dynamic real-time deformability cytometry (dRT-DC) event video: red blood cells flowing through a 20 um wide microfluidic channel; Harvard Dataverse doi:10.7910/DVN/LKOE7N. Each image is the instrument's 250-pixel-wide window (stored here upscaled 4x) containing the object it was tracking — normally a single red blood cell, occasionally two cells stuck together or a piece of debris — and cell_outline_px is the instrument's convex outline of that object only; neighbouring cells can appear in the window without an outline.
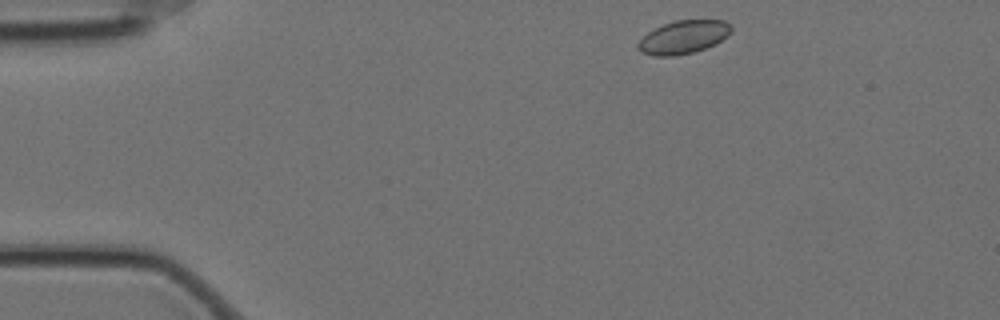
{"species": "Egyptian fruit bat (a non-hibernating species)", "species_latin": "Rousettus aegyptiacus", "temperature_condition": "cold", "stored_images_in_passage": 50, "camera_frame_rate_fps": 3000, "um_per_image_px": 0.085, "animal": {"sex": "female"}, "frame": {"image": 1, "passage_image": 1, "time_ms": 0.0, "image_size_px": [1000, 320], "cell_outline_px": [[732, 32], [728, 36], [716, 44], [692, 52], [672, 56], [652, 56], [644, 52], [636, 44], [648, 32], [664, 24], [676, 20], [724, 20], [732, 24]], "centroid_in_image_um": [58.15, 3.14], "position_along_channel_um": 26.8, "area_um2": 17.92}}
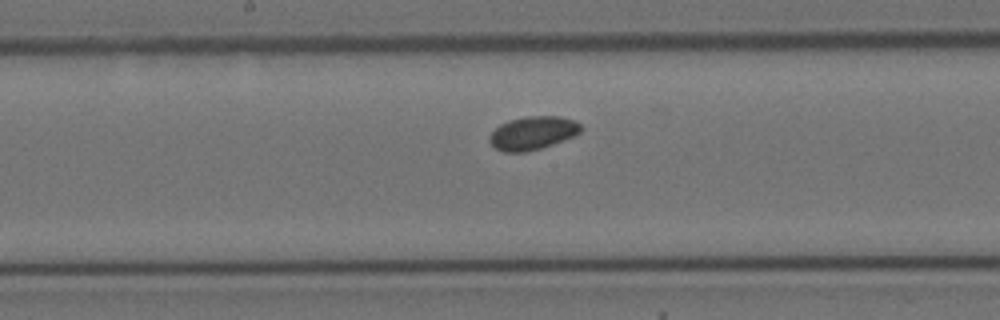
{"frame": {"image": 2, "passage_image": 22, "time_ms": 7.0, "image_size_px": [1000, 320], "cell_outline_px": [[584, 128], [580, 132], [572, 136], [552, 144], [540, 148], [524, 152], [504, 152], [496, 148], [488, 140], [488, 136], [500, 124], [508, 120], [524, 116], [560, 116], [572, 120], [580, 124]], "centroid_in_image_um": [45.26, 11.29], "position_along_channel_um": 202.9, "area_um2": 17.63}}
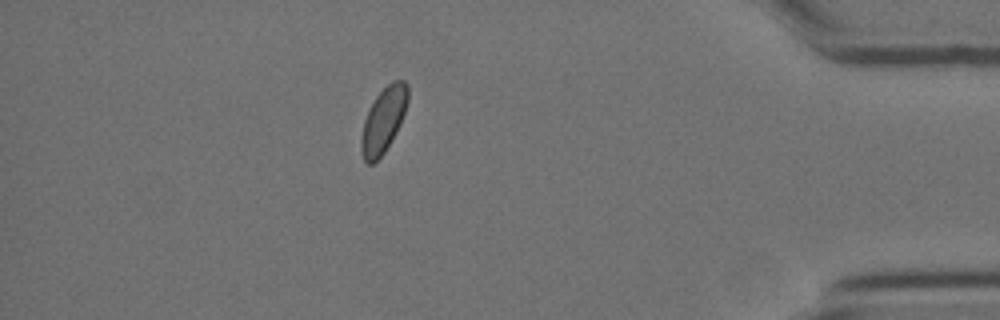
{"frame": {"image": 3, "passage_image": 43, "time_ms": 14.0, "image_size_px": [1000, 320], "cell_outline_px": [[408, 100], [400, 124], [384, 152], [372, 164], [368, 164], [364, 160], [360, 148], [360, 140], [364, 120], [376, 96], [392, 80], [404, 80], [408, 84]], "centroid_in_image_um": [32.59, 10.19], "position_along_channel_um": 402.6, "area_um2": 17.4}}